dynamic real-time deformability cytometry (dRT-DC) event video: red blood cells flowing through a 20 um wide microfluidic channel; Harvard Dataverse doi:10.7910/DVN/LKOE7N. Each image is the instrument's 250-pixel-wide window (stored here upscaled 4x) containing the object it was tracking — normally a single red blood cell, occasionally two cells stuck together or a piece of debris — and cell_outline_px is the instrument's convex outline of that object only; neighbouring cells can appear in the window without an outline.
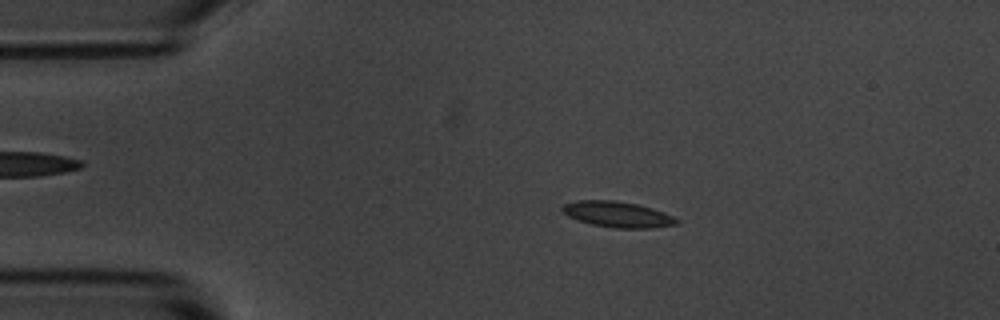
{"species": "common noctule bat (a hibernating species)", "species_latin": "Nyctalus noctula", "temperature_condition": "room temperature", "stored_images_in_passage": 7, "camera_frame_rate_fps": 3000, "um_per_image_px": 0.085, "animal": {"sex": "male", "body_mass_g": 20.1, "forearm_length_mm": 53.5}, "frame": {"image": 1, "passage_image": 2, "time_ms": 2.0, "image_size_px": [1000, 320], "cell_outline_px": [[680, 220], [676, 224], [652, 228], [616, 228], [592, 224], [568, 216], [560, 208], [564, 204], [576, 200], [616, 200], [640, 204], [664, 212]], "centroid_in_image_um": [52.51, 18.21], "position_along_channel_um": 32.5, "area_um2": 17.17}}
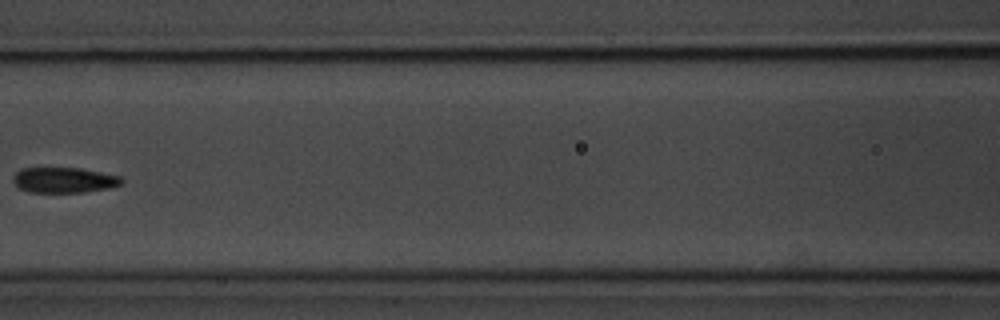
{"frame": {"image": 2, "passage_image": 6, "time_ms": 6.667, "image_size_px": [1000, 320], "cell_outline_px": [[124, 184], [112, 188], [84, 192], [28, 192], [20, 188], [12, 180], [12, 176], [20, 168], [80, 168], [120, 176], [124, 180]], "centroid_in_image_um": [5.47, 15.31], "position_along_channel_um": 161.1, "area_um2": 16.24}}
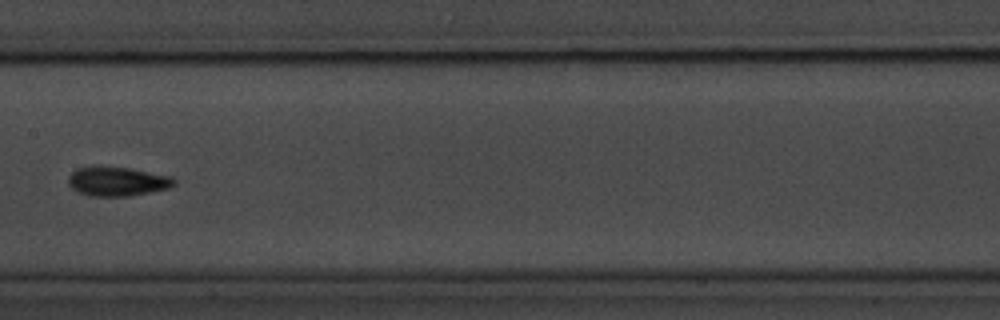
{"frame": {"image": 3, "passage_image": 7, "time_ms": 7.667, "image_size_px": [1000, 320], "cell_outline_px": [[176, 184], [168, 188], [128, 196], [88, 196], [76, 192], [68, 184], [68, 176], [76, 168], [100, 164], [132, 168], [172, 176], [176, 180]], "centroid_in_image_um": [9.93, 15.38], "position_along_channel_um": 197.5, "area_um2": 18.61}}